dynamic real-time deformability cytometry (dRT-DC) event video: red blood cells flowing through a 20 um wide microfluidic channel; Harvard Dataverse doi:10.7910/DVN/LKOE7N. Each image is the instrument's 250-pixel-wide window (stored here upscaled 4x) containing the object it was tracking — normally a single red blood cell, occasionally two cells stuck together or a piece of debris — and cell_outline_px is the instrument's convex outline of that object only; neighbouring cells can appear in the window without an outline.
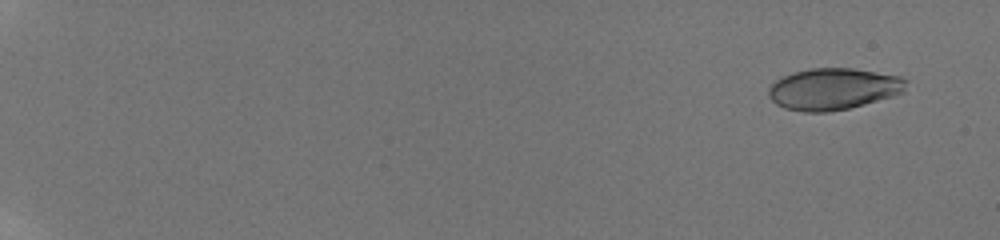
{"species": "human", "species_latin": "Homo sapiens", "temperature_condition": "room temperature", "stored_images_in_passage": 32, "camera_frame_rate_fps": 3000, "um_per_image_px": 0.085, "donor": {"sex": "male"}, "frame": {"image": 1, "passage_image": 2, "time_ms": 0.333, "image_size_px": [1000, 240], "cell_outline_px": [[908, 80], [904, 92], [892, 96], [864, 104], [848, 108], [828, 112], [804, 112], [784, 108], [776, 104], [768, 96], [768, 88], [776, 80], [784, 76], [796, 72], [812, 68], [852, 68], [900, 76]], "centroid_in_image_um": [70.84, 7.56], "position_along_channel_um": 14.2, "area_um2": 33.23}}
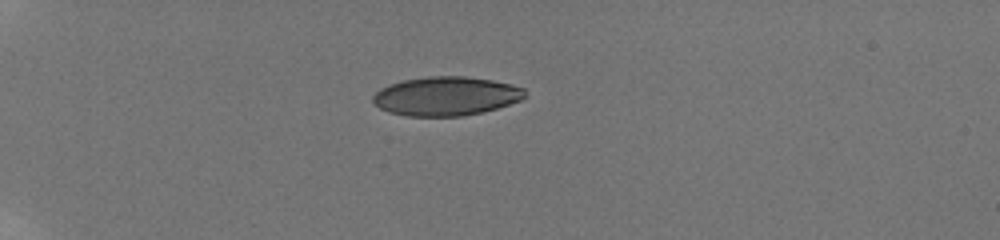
{"frame": {"image": 2, "passage_image": 22, "time_ms": 5.333, "image_size_px": [1000, 240], "cell_outline_px": [[524, 96], [520, 100], [496, 108], [464, 116], [408, 116], [388, 112], [380, 108], [372, 100], [372, 96], [380, 88], [388, 84], [404, 80], [428, 76], [464, 76], [492, 80], [512, 84], [524, 88]], "centroid_in_image_um": [37.88, 8.16], "position_along_channel_um": 47.1, "area_um2": 34.39}}
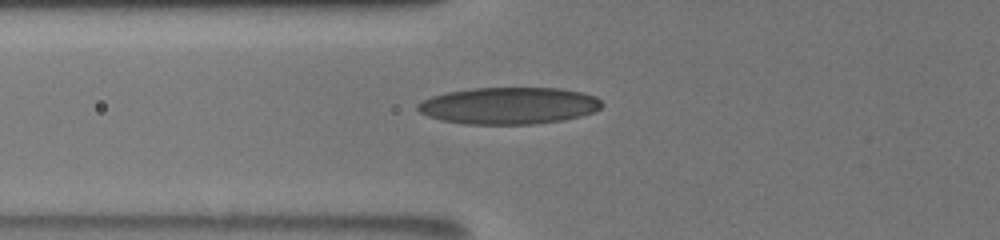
{"frame": {"image": 3, "passage_image": 31, "time_ms": 7.667, "image_size_px": [1000, 240], "cell_outline_px": [[604, 104], [596, 112], [564, 120], [536, 124], [464, 124], [440, 120], [428, 116], [420, 112], [416, 108], [416, 104], [432, 96], [448, 92], [472, 88], [560, 88], [584, 92], [596, 96]], "centroid_in_image_um": [43.29, 8.98], "position_along_channel_um": 82.5, "area_um2": 39.88}}